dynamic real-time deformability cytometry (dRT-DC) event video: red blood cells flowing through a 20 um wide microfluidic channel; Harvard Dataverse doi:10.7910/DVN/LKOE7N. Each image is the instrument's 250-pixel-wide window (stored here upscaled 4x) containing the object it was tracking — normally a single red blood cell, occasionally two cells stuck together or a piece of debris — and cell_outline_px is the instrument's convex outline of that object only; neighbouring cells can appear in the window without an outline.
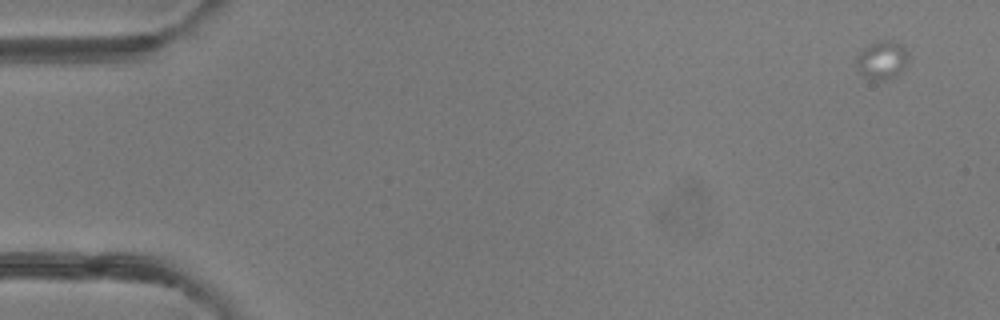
{"species": "common noctule bat (a hibernating species)", "species_latin": "Nyctalus noctula", "temperature_condition": "room temperature", "stored_images_in_passage": 6, "camera_frame_rate_fps": 3000, "um_per_image_px": 0.085, "animal": {"sex": "female"}, "frame": {"image": 1, "passage_image": 1, "time_ms": 0.0, "image_size_px": [1000, 320], "cell_outline_px": [[908, 60], [904, 68], [896, 76], [888, 80], [872, 80], [864, 76], [860, 72], [856, 64], [856, 56], [868, 44], [876, 40], [892, 40], [900, 44], [908, 52]], "centroid_in_image_um": [74.97, 5.1], "position_along_channel_um": 10.0, "area_um2": 11.79}}